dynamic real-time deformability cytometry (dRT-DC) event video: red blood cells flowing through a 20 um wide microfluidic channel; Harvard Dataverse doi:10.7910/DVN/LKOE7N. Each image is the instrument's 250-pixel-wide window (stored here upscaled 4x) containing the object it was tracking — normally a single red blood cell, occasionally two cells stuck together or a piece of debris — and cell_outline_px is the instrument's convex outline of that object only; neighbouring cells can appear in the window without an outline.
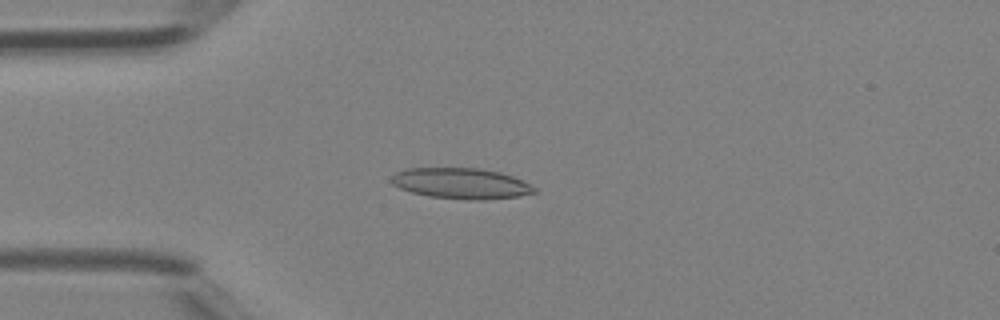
{"species": "Egyptian fruit bat (a non-hibernating species)", "species_latin": "Rousettus aegyptiacus", "temperature_condition": "room temperature", "stored_images_in_passage": 38, "camera_frame_rate_fps": 3000, "um_per_image_px": 0.085, "animal": {"sex": "female"}, "frame": {"image": 1, "passage_image": 7, "time_ms": 2.0, "image_size_px": [1000, 320], "cell_outline_px": [[540, 192], [520, 196], [484, 200], [476, 200], [428, 196], [412, 192], [400, 188], [392, 184], [392, 176], [396, 172], [404, 168], [480, 168], [500, 172], [512, 176], [536, 188]], "centroid_in_image_um": [39.21, 15.59], "position_along_channel_um": 45.8, "area_um2": 25.61}}
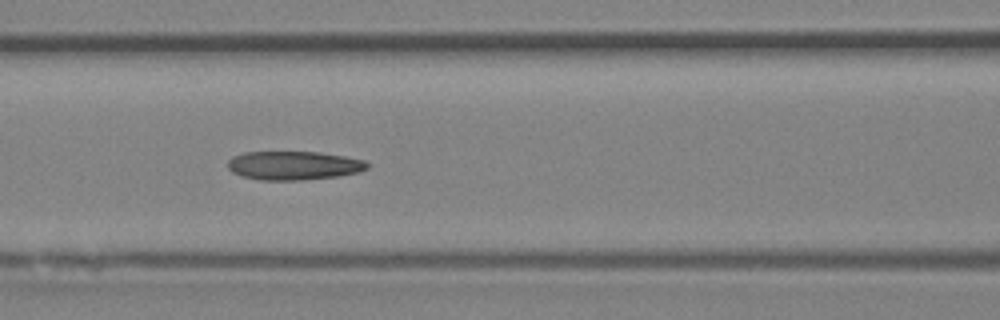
{"frame": {"image": 2, "passage_image": 14, "time_ms": 4.333, "image_size_px": [1000, 320], "cell_outline_px": [[368, 168], [360, 172], [340, 176], [300, 180], [260, 180], [240, 176], [232, 172], [228, 168], [228, 160], [232, 156], [244, 152], [320, 152], [344, 156], [364, 160], [368, 164]], "centroid_in_image_um": [24.95, 14.07], "position_along_channel_um": 141.6, "area_um2": 23.52}}
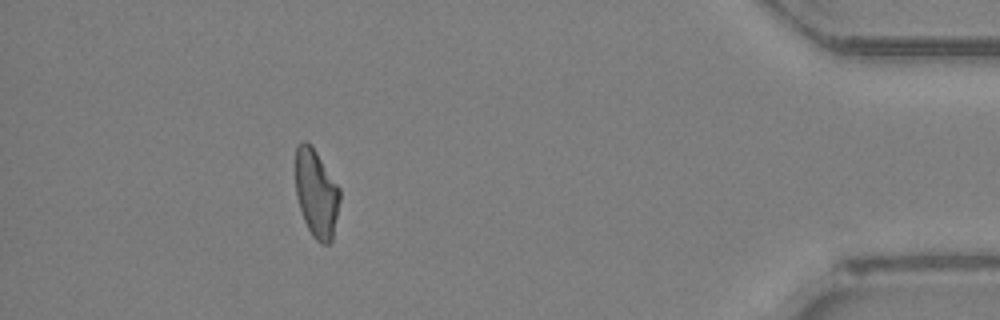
{"frame": {"image": 3, "passage_image": 34, "time_ms": 11.0, "image_size_px": [1000, 320], "cell_outline_px": [[340, 200], [332, 244], [320, 244], [312, 236], [304, 220], [296, 196], [296, 148], [300, 140], [308, 140], [340, 188]], "centroid_in_image_um": [26.9, 16.46], "position_along_channel_um": 408.3, "area_um2": 22.89}}